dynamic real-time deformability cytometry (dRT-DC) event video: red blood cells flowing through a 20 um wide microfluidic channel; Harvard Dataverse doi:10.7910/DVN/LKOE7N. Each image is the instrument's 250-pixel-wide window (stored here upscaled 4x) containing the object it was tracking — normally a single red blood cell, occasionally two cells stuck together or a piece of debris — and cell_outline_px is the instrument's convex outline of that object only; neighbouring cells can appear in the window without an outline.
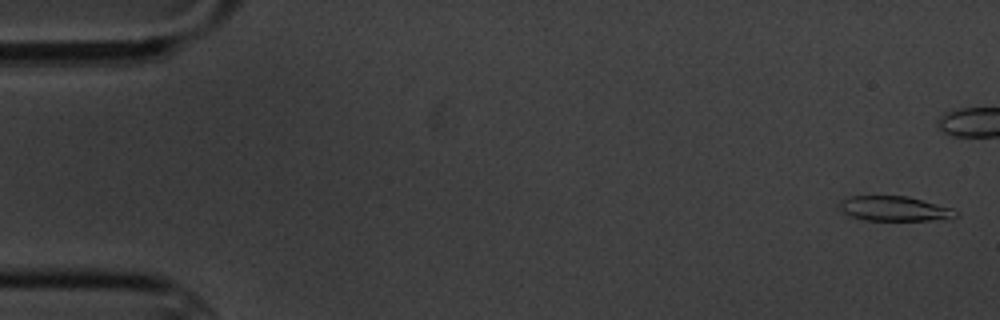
{"species": "common noctule bat (a hibernating species)", "species_latin": "Nyctalus noctula", "temperature_condition": "cold", "stored_images_in_passage": 6, "camera_frame_rate_fps": 3000, "um_per_image_px": 0.085, "animal": {"sex": "male", "body_mass_g": 20.1, "forearm_length_mm": 53.5}, "frame": {"image": 1, "passage_image": 1, "time_ms": 0.0, "image_size_px": [1000, 320], "cell_outline_px": [[960, 216], [952, 220], [864, 220], [852, 216], [844, 212], [836, 204], [840, 200], [848, 196], [908, 196], [952, 208], [960, 212]], "centroid_in_image_um": [76.1, 17.74], "position_along_channel_um": 8.9, "area_um2": 17.17}}